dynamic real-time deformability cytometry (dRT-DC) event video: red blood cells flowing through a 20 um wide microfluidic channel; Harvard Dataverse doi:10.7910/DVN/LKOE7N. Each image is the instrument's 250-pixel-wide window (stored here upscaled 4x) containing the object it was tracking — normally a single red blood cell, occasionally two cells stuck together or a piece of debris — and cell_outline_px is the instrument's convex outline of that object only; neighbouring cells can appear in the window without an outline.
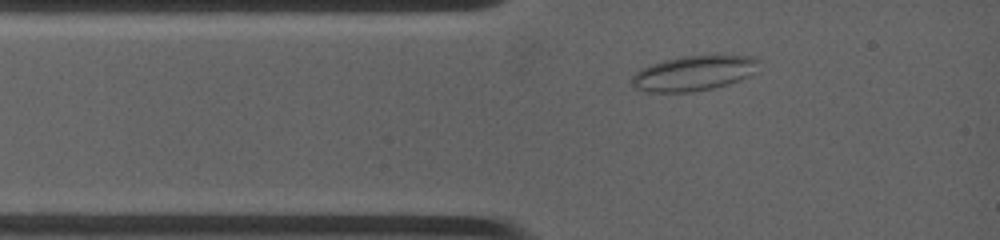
{"species": "common noctule bat (a hibernating species)", "species_latin": "Nyctalus noctula", "temperature_condition": "warm", "stored_images_in_passage": 24, "camera_frame_rate_fps": 4500, "um_per_image_px": 0.085, "animal": {"sex": "female", "body_mass_g": 19.0, "forearm_length_mm": 53.3}, "frame": {"image": 1, "passage_image": 3, "time_ms": 1.111, "image_size_px": [1000, 240], "cell_outline_px": [[756, 60], [748, 76], [712, 88], [692, 92], [648, 92], [636, 88], [632, 84], [632, 76], [636, 72], [652, 64], [664, 60], [680, 56], [740, 56]], "centroid_in_image_um": [58.8, 6.24], "position_along_channel_um": 26.2, "area_um2": 24.74}}
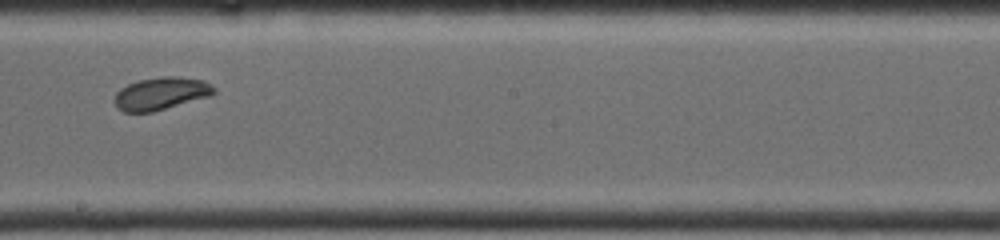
{"frame": {"image": 2, "passage_image": 14, "time_ms": 6.667, "image_size_px": [1000, 240], "cell_outline_px": [[216, 92], [212, 96], [152, 112], [124, 112], [116, 108], [112, 100], [116, 92], [120, 88], [128, 84], [140, 80], [164, 76], [176, 76], [204, 80], [212, 84], [216, 88]], "centroid_in_image_um": [13.69, 7.95], "position_along_channel_um": 234.5, "area_um2": 19.25}}
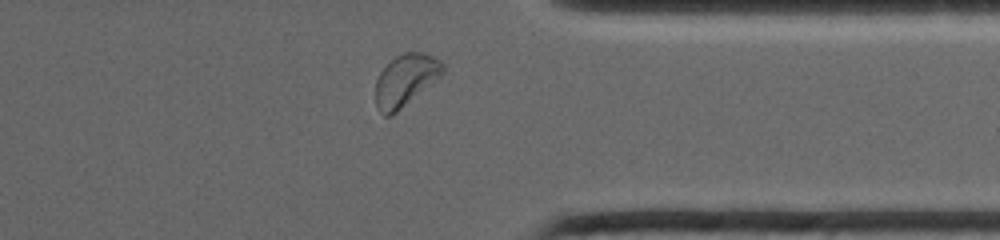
{"frame": {"image": 3, "passage_image": 23, "time_ms": 10.444, "image_size_px": [1000, 240], "cell_outline_px": [[444, 72], [440, 76], [392, 116], [384, 116], [376, 108], [376, 80], [380, 72], [396, 56], [404, 52], [424, 52], [440, 60], [444, 64]], "centroid_in_image_um": [34.46, 6.82], "position_along_channel_um": 376.9, "area_um2": 20.11}}